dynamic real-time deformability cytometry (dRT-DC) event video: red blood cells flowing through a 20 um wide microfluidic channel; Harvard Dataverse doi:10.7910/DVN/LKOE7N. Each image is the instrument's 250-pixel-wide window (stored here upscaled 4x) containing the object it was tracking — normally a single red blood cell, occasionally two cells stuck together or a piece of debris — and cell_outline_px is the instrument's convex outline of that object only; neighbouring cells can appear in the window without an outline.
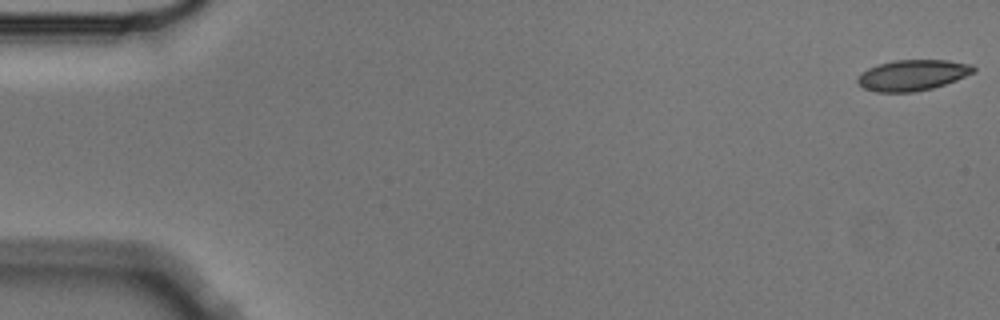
{"species": "Egyptian fruit bat (a non-hibernating species)", "species_latin": "Rousettus aegyptiacus", "temperature_condition": "cold", "stored_images_in_passage": 5, "camera_frame_rate_fps": 3000, "um_per_image_px": 0.085, "animal": {"sex": "male"}, "frame": {"image": 1, "passage_image": 1, "time_ms": 0.0, "image_size_px": [1000, 320], "cell_outline_px": [[976, 72], [956, 80], [932, 88], [912, 92], [876, 92], [864, 88], [856, 80], [868, 68], [880, 64], [896, 60], [948, 60], [972, 64], [976, 68]], "centroid_in_image_um": [77.62, 6.38], "position_along_channel_um": 7.4, "area_um2": 20.63}}
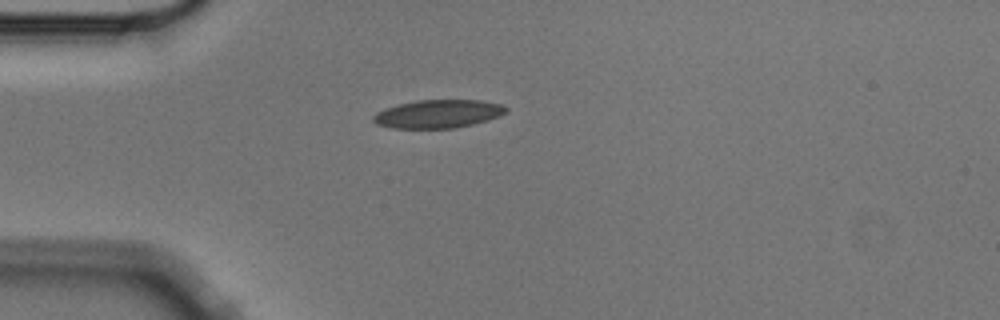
{"frame": {"image": 2, "passage_image": 5, "time_ms": 1.333, "image_size_px": [1000, 320], "cell_outline_px": [[508, 112], [500, 116], [488, 120], [472, 124], [452, 128], [392, 128], [376, 124], [372, 120], [372, 116], [376, 112], [384, 108], [416, 100], [480, 100], [500, 104], [508, 108]], "centroid_in_image_um": [37.23, 9.68], "position_along_channel_um": 47.8, "area_um2": 21.91}}